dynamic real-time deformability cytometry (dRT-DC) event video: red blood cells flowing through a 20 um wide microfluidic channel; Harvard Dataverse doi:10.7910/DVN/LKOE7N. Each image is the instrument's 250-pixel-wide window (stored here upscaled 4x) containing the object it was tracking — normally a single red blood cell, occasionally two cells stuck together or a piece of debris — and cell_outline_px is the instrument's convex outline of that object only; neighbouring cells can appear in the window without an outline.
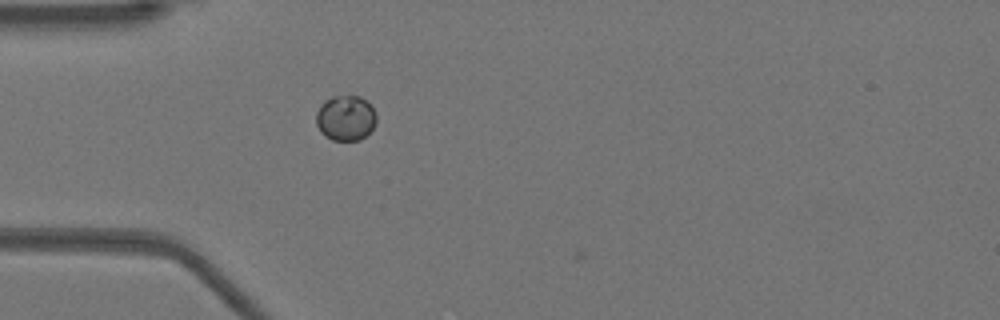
{"species": "Egyptian fruit bat (a non-hibernating species)", "species_latin": "Rousettus aegyptiacus", "temperature_condition": "warm", "stored_images_in_passage": 15, "camera_frame_rate_fps": 3000, "um_per_image_px": 0.085, "animal": {"sex": "female"}, "frame": {"image": 1, "passage_image": 5, "time_ms": 1.333, "image_size_px": [1000, 320], "cell_outline_px": [[376, 124], [360, 140], [332, 140], [324, 136], [320, 132], [316, 124], [316, 112], [320, 104], [324, 100], [332, 96], [360, 96], [376, 112]], "centroid_in_image_um": [29.34, 10.03], "position_along_channel_um": 55.7, "area_um2": 15.95}}
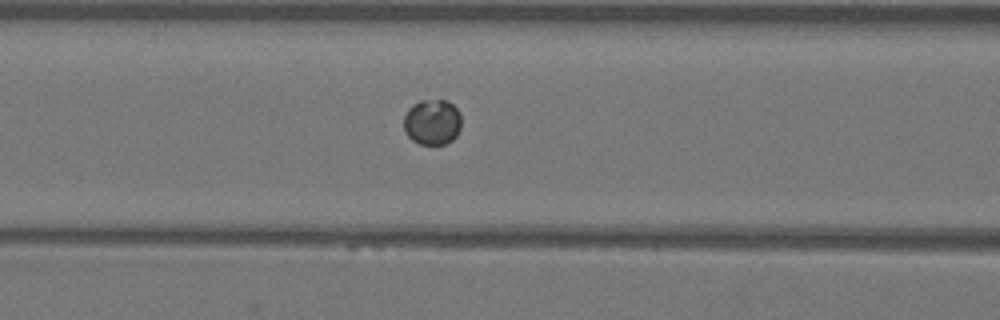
{"frame": {"image": 2, "passage_image": 11, "time_ms": 3.333, "image_size_px": [1000, 320], "cell_outline_px": [[460, 128], [456, 136], [452, 140], [444, 144], [420, 144], [412, 140], [408, 136], [404, 128], [404, 116], [408, 108], [412, 104], [420, 100], [448, 100], [460, 112]], "centroid_in_image_um": [36.73, 10.36], "position_along_channel_um": 129.9, "area_um2": 15.37}}
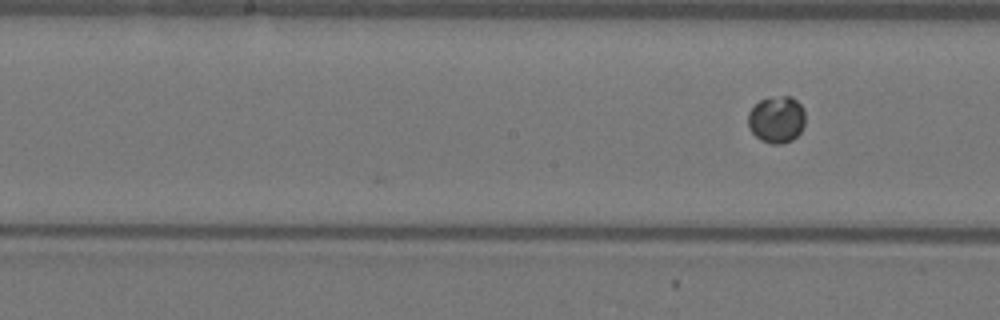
{"frame": {"image": 3, "passage_image": 15, "time_ms": 4.667, "image_size_px": [1000, 320], "cell_outline_px": [[804, 124], [800, 132], [792, 140], [780, 144], [772, 144], [760, 140], [748, 128], [748, 112], [760, 100], [768, 96], [792, 96], [804, 108]], "centroid_in_image_um": [66.0, 10.14], "position_along_channel_um": 182.2, "area_um2": 15.78}}